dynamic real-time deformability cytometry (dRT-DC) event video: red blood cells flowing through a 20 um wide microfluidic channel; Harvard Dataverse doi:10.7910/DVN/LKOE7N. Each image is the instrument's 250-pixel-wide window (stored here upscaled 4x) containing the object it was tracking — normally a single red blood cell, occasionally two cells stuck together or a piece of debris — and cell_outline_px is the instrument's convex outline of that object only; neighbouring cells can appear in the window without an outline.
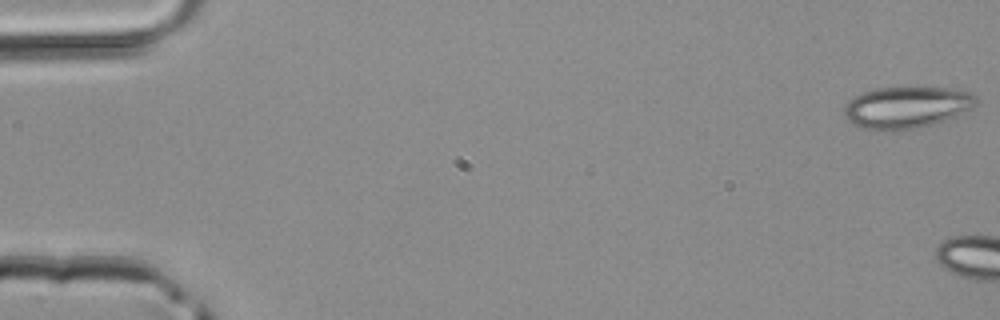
{"species": "common noctule bat (a hibernating species)", "species_latin": "Nyctalus noctula", "temperature_condition": "room temperature", "stored_images_in_passage": 5, "camera_frame_rate_fps": 3000, "um_per_image_px": 0.085, "animal": {"sex": "male", "body_mass_g": 20.4}, "frame": {"image": 1, "passage_image": 1, "time_ms": 0.0, "image_size_px": [1000, 320], "cell_outline_px": [[980, 100], [972, 108], [956, 116], [932, 124], [916, 128], [860, 128], [848, 120], [844, 112], [844, 108], [856, 96], [864, 92], [876, 88], [908, 84], [952, 88], [972, 92]], "centroid_in_image_um": [77.16, 9.03], "position_along_channel_um": 7.8, "area_um2": 32.37}}